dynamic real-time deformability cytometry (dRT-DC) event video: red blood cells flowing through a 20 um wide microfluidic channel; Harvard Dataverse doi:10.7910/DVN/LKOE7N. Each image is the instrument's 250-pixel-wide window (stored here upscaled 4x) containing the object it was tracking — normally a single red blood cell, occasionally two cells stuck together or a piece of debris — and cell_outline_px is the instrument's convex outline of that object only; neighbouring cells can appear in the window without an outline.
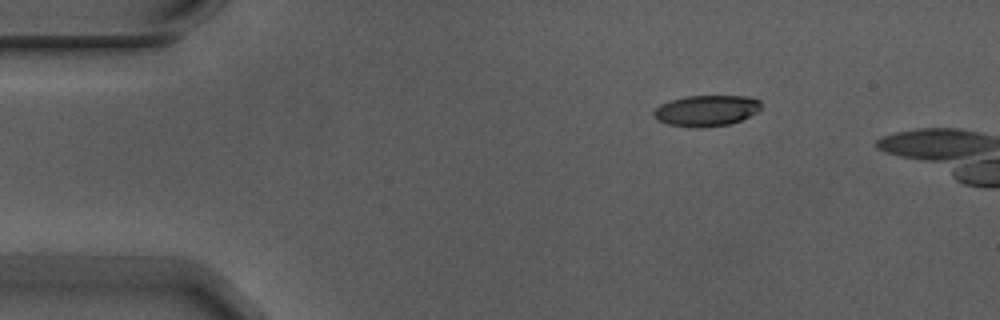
{"species": "Egyptian fruit bat (a non-hibernating species)", "species_latin": "Rousettus aegyptiacus", "temperature_condition": "warm", "stored_images_in_passage": 2, "camera_frame_rate_fps": 3000, "um_per_image_px": 0.085, "animal": {"sex": "male"}, "frame": {"image": 1, "passage_image": 1, "time_ms": 0.0, "image_size_px": [1000, 320], "cell_outline_px": [[760, 108], [756, 112], [740, 120], [728, 124], [668, 124], [656, 120], [652, 116], [652, 112], [660, 104], [668, 100], [684, 96], [748, 96], [760, 100]], "centroid_in_image_um": [60.01, 9.33], "position_along_channel_um": 25.0, "area_um2": 18.55}}